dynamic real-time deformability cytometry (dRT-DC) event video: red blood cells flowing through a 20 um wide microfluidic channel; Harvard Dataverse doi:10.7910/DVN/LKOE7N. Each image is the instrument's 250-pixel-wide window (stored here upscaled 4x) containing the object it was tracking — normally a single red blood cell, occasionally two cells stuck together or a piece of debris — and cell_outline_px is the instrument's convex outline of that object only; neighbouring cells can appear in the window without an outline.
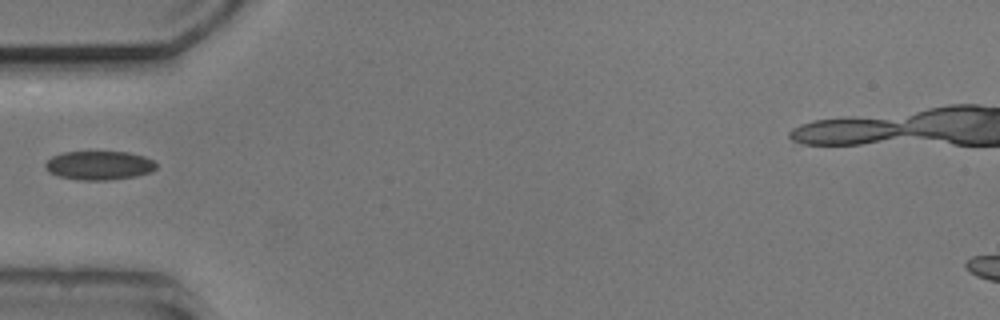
{"species": "common noctule bat (a hibernating species)", "species_latin": "Nyctalus noctula", "temperature_condition": "cold", "stored_images_in_passage": 3, "camera_frame_rate_fps": 3000, "um_per_image_px": 0.085, "animal": {"sex": "male", "body_mass_g": 20.5, "forearm_length_mm": 52.5}, "frame": {"image": 1, "passage_image": 1, "time_ms": 0.0, "image_size_px": [1000, 320], "cell_outline_px": [[156, 168], [152, 172], [136, 176], [108, 180], [80, 180], [60, 176], [48, 172], [44, 168], [44, 164], [52, 156], [64, 152], [128, 152], [144, 156], [152, 160], [156, 164]], "centroid_in_image_um": [8.42, 14.06], "position_along_channel_um": 76.6, "area_um2": 18.67}}
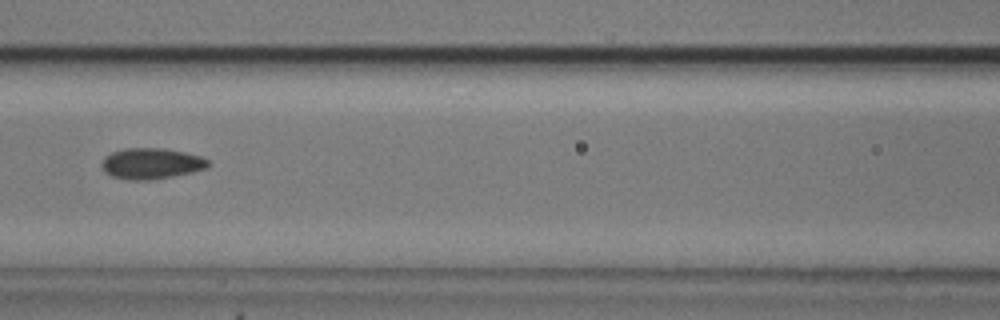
{"frame": {"image": 2, "passage_image": 3, "time_ms": 2.0, "image_size_px": [1000, 320], "cell_outline_px": [[208, 168], [192, 172], [172, 176], [148, 180], [128, 180], [112, 176], [104, 172], [100, 164], [104, 156], [112, 152], [124, 148], [164, 148], [184, 152], [200, 156], [208, 160]], "centroid_in_image_um": [12.82, 13.89], "position_along_channel_um": 153.8, "area_um2": 19.25}}